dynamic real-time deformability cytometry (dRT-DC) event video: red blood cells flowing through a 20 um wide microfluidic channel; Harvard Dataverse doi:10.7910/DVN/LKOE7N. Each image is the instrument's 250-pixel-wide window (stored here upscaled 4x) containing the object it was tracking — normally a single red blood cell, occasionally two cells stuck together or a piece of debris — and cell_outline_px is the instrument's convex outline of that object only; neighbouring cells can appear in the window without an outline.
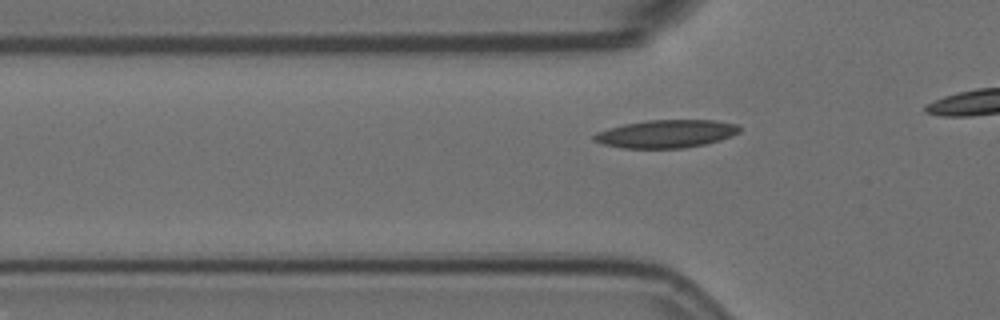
{"species": "Egyptian fruit bat (a non-hibernating species)", "species_latin": "Rousettus aegyptiacus", "temperature_condition": "room temperature", "stored_images_in_passage": 18, "camera_frame_rate_fps": 3000, "um_per_image_px": 0.085, "animal": {"sex": "female"}, "frame": {"image": 1, "passage_image": 8, "time_ms": 2.333, "image_size_px": [1000, 320], "cell_outline_px": [[740, 132], [732, 136], [720, 140], [704, 144], [684, 148], [620, 148], [604, 144], [592, 140], [592, 136], [596, 132], [608, 128], [624, 124], [648, 120], [716, 120], [736, 124], [740, 128]], "centroid_in_image_um": [56.61, 11.37], "position_along_channel_um": 69.2, "area_um2": 23.76}}
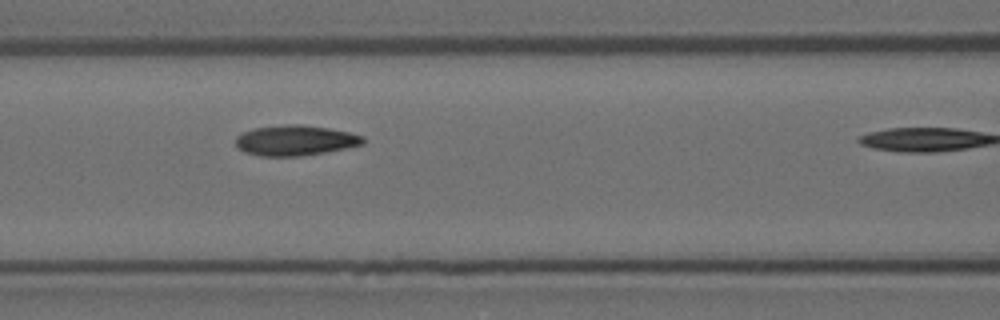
{"frame": {"image": 2, "passage_image": 14, "time_ms": 4.333, "image_size_px": [1000, 320], "cell_outline_px": [[364, 144], [348, 148], [300, 156], [260, 156], [244, 152], [236, 144], [236, 136], [252, 128], [288, 124], [300, 124], [328, 128], [348, 132], [364, 136]], "centroid_in_image_um": [25.1, 11.93], "position_along_channel_um": 141.5, "area_um2": 22.48}}
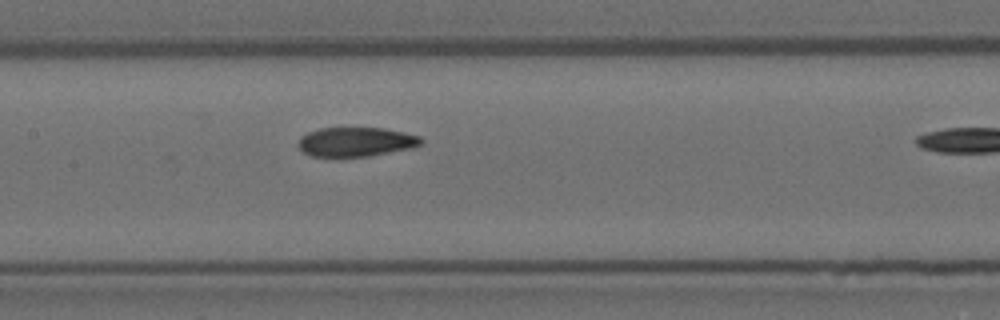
{"frame": {"image": 3, "passage_image": 17, "time_ms": 5.333, "image_size_px": [1000, 320], "cell_outline_px": [[424, 144], [412, 148], [368, 156], [312, 156], [304, 152], [296, 144], [300, 136], [308, 132], [320, 128], [384, 128], [404, 132], [420, 136], [424, 140]], "centroid_in_image_um": [30.28, 12.05], "position_along_channel_um": 177.1, "area_um2": 21.04}}